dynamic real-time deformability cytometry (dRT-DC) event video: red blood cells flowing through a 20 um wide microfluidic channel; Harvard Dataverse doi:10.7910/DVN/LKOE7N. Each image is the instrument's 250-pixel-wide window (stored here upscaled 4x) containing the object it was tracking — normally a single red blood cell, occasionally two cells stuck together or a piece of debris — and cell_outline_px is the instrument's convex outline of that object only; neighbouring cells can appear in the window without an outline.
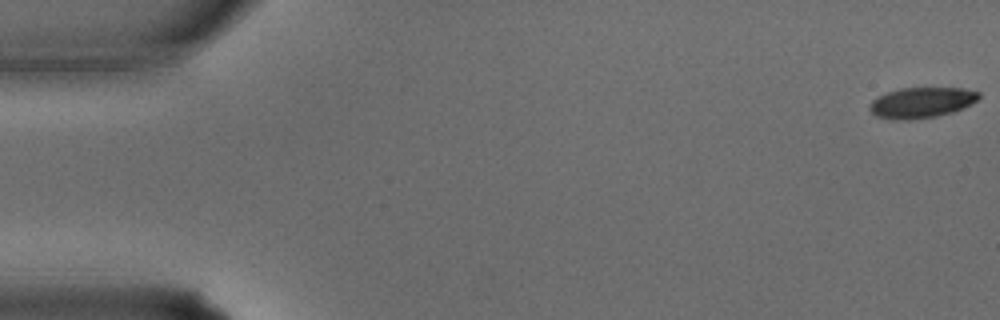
{"species": "common noctule bat (a hibernating species)", "species_latin": "Nyctalus noctula", "temperature_condition": "warm", "stored_images_in_passage": 37, "camera_frame_rate_fps": 3000, "um_per_image_px": 0.085, "animal": {"sex": "male", "body_mass_g": 15.6}, "frame": {"image": 1, "passage_image": 1, "time_ms": 0.0, "image_size_px": [1000, 320], "cell_outline_px": [[980, 96], [976, 100], [952, 112], [936, 116], [908, 120], [892, 120], [876, 116], [868, 108], [868, 104], [872, 100], [888, 92], [900, 88], [960, 88], [980, 92]], "centroid_in_image_um": [78.27, 8.72], "position_along_channel_um": 6.7, "area_um2": 19.25}}
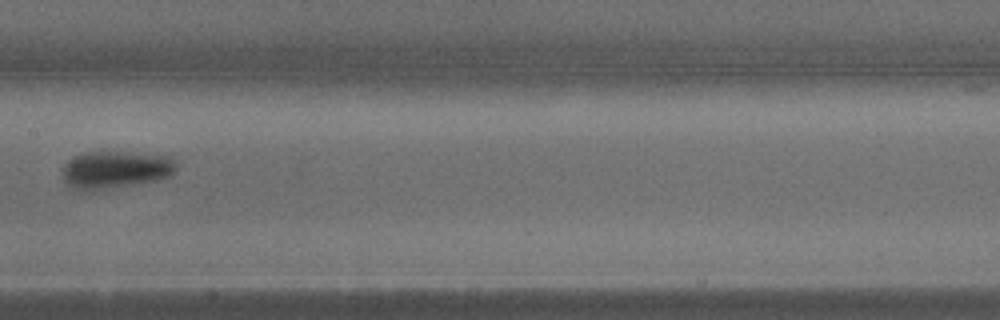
{"frame": {"image": 2, "passage_image": 19, "time_ms": 6.0, "image_size_px": [1000, 320], "cell_outline_px": [[176, 168], [172, 176], [156, 180], [92, 192], [84, 192], [72, 188], [64, 180], [60, 168], [72, 156], [80, 152], [104, 148], [108, 148], [172, 156], [176, 160]], "centroid_in_image_um": [9.77, 14.36], "position_along_channel_um": 197.6, "area_um2": 26.7}}
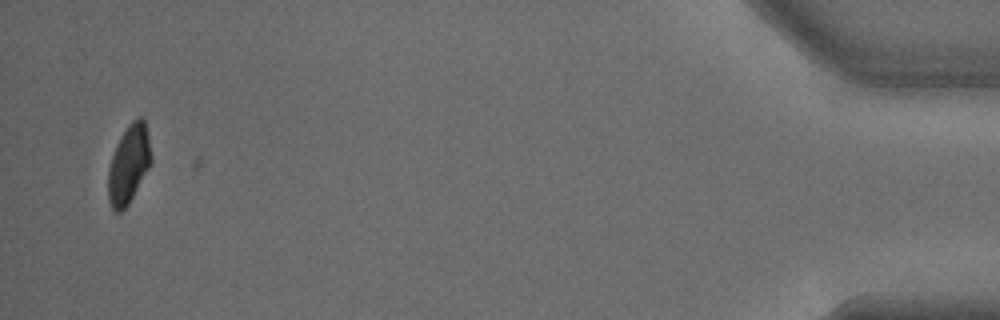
{"frame": {"image": 3, "passage_image": 36, "time_ms": 11.667, "image_size_px": [1000, 320], "cell_outline_px": [[152, 164], [128, 204], [120, 212], [112, 212], [108, 200], [108, 168], [116, 144], [120, 136], [128, 124], [132, 120], [140, 116], [144, 120], [148, 136], [152, 156]], "centroid_in_image_um": [10.94, 13.97], "position_along_channel_um": 424.3, "area_um2": 19.88}}